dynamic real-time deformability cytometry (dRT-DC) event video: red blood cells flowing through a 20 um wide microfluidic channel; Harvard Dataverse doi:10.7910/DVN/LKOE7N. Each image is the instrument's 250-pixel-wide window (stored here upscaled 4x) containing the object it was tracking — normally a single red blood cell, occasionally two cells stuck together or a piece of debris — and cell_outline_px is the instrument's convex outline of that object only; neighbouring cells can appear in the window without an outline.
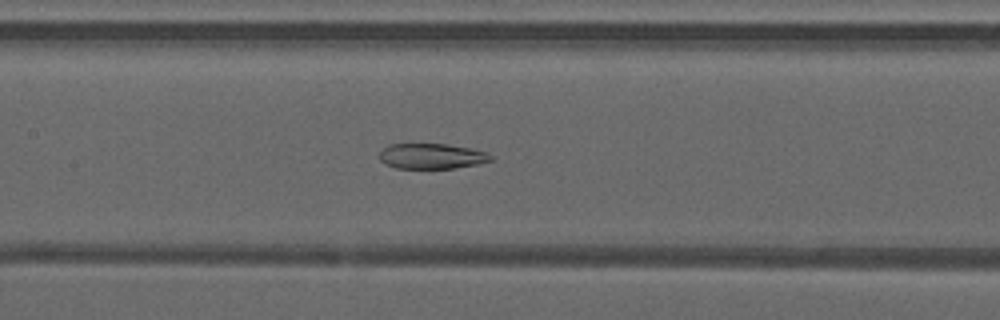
{"species": "common noctule bat (a hibernating species)", "species_latin": "Nyctalus noctula", "temperature_condition": "warm", "stored_images_in_passage": 47, "camera_frame_rate_fps": 3000, "um_per_image_px": 0.085, "animal": {"sex": "male", "forearm_length_mm": 52.5}, "frame": {"image": 1, "passage_image": 23, "time_ms": 7.333, "image_size_px": [1000, 320], "cell_outline_px": [[496, 156], [492, 160], [480, 164], [452, 168], [396, 168], [384, 164], [380, 160], [380, 152], [388, 144], [448, 144], [472, 148], [488, 152]], "centroid_in_image_um": [36.75, 13.27], "position_along_channel_um": 170.6, "area_um2": 16.7}}
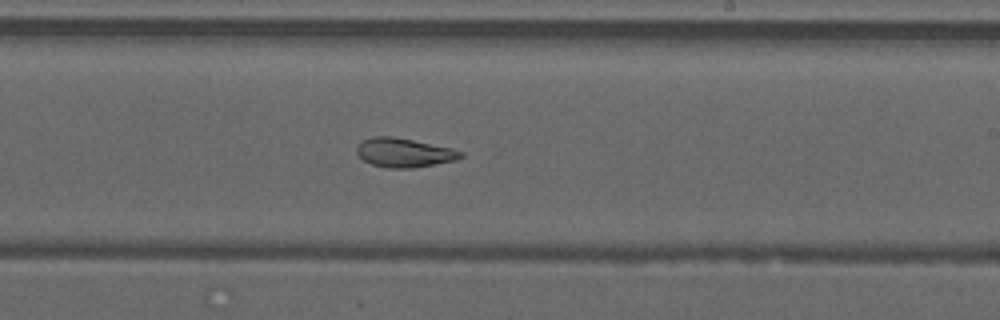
{"frame": {"image": 2, "passage_image": 29, "time_ms": 9.333, "image_size_px": [1000, 320], "cell_outline_px": [[464, 156], [456, 160], [412, 168], [388, 168], [372, 164], [364, 160], [356, 152], [356, 148], [364, 140], [372, 136], [392, 136], [452, 148], [464, 152]], "centroid_in_image_um": [34.37, 12.97], "position_along_channel_um": 254.6, "area_um2": 17.46}}
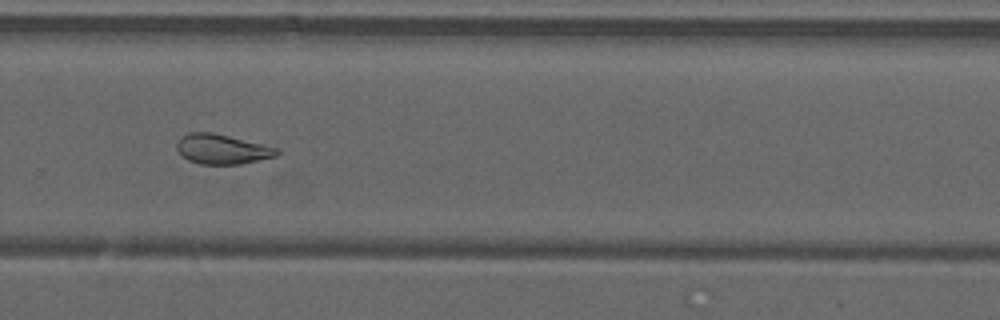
{"frame": {"image": 3, "passage_image": 33, "time_ms": 10.667, "image_size_px": [1000, 320], "cell_outline_px": [[280, 152], [276, 156], [240, 164], [200, 164], [188, 160], [176, 148], [176, 144], [180, 136], [188, 132], [212, 132], [264, 144], [280, 148]], "centroid_in_image_um": [18.88, 12.66], "position_along_channel_um": 310.9, "area_um2": 17.46}}